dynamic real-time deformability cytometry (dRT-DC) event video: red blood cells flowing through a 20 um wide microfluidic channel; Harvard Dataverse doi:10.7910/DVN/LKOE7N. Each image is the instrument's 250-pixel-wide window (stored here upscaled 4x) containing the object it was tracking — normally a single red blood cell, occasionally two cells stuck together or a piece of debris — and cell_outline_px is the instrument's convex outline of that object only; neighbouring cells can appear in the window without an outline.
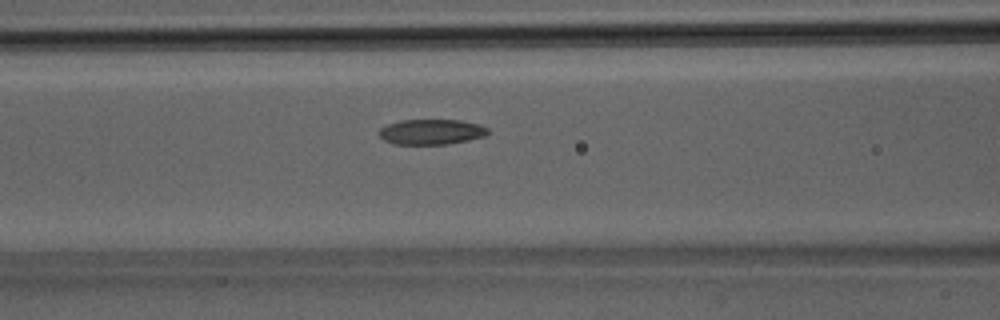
{"species": "Egyptian fruit bat (a non-hibernating species)", "species_latin": "Rousettus aegyptiacus", "temperature_condition": "room temperature", "stored_images_in_passage": 20, "camera_frame_rate_fps": 3000, "um_per_image_px": 0.085, "animal": {"sex": "male"}, "frame": {"image": 1, "passage_image": 4, "time_ms": 1.0, "image_size_px": [1000, 320], "cell_outline_px": [[488, 132], [484, 136], [468, 140], [448, 144], [396, 144], [384, 140], [380, 136], [380, 128], [388, 124], [400, 120], [460, 120], [480, 124], [488, 128]], "centroid_in_image_um": [36.68, 11.2], "position_along_channel_um": 129.9, "area_um2": 15.95}}
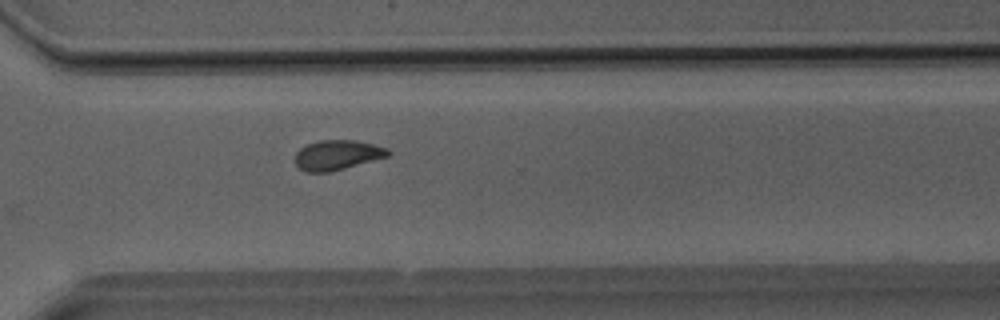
{"frame": {"image": 2, "passage_image": 16, "time_ms": 5.0, "image_size_px": [1000, 320], "cell_outline_px": [[392, 152], [388, 156], [344, 168], [328, 172], [308, 172], [300, 168], [292, 160], [296, 152], [300, 148], [308, 144], [320, 140], [356, 140], [388, 148]], "centroid_in_image_um": [28.64, 13.17], "position_along_channel_um": 342.0, "area_um2": 16.13}}
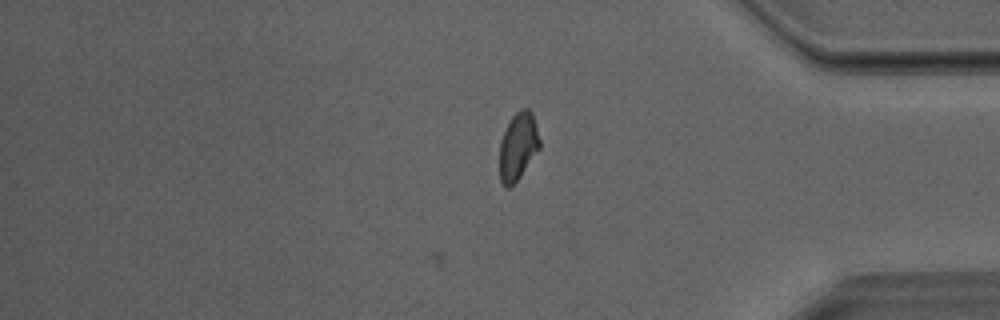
{"frame": {"image": 3, "passage_image": 20, "time_ms": 6.333, "image_size_px": [1000, 320], "cell_outline_px": [[540, 148], [520, 176], [508, 188], [504, 188], [500, 180], [500, 140], [512, 116], [520, 108], [528, 108], [532, 112], [536, 124], [540, 140]], "centroid_in_image_um": [44.04, 12.42], "position_along_channel_um": 391.2, "area_um2": 15.72}}